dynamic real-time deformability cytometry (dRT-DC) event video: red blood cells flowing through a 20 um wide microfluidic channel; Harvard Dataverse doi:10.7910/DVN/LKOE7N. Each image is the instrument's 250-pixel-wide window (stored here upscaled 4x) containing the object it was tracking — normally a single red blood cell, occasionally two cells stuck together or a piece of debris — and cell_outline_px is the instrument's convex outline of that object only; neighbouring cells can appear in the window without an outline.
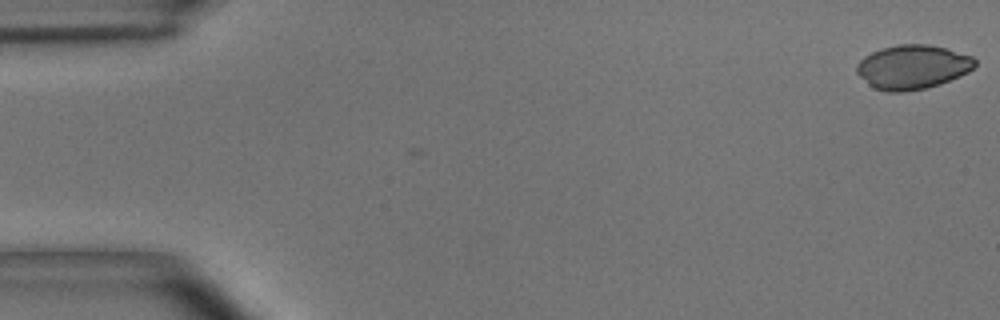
{"species": "common noctule bat (a hibernating species)", "species_latin": "Nyctalus noctula", "temperature_condition": "room temperature", "stored_images_in_passage": 7, "camera_frame_rate_fps": 3000, "um_per_image_px": 0.085, "animal": {"sex": "male", "body_mass_g": 15.6}, "frame": {"image": 1, "passage_image": 1, "time_ms": 0.0, "image_size_px": [1000, 320], "cell_outline_px": [[976, 64], [968, 72], [960, 76], [940, 84], [924, 88], [900, 92], [888, 92], [876, 88], [868, 84], [856, 72], [856, 64], [864, 56], [872, 52], [884, 48], [900, 44], [928, 44], [948, 48], [972, 56], [976, 60]], "centroid_in_image_um": [77.58, 5.68], "position_along_channel_um": 7.4, "area_um2": 30.35}}